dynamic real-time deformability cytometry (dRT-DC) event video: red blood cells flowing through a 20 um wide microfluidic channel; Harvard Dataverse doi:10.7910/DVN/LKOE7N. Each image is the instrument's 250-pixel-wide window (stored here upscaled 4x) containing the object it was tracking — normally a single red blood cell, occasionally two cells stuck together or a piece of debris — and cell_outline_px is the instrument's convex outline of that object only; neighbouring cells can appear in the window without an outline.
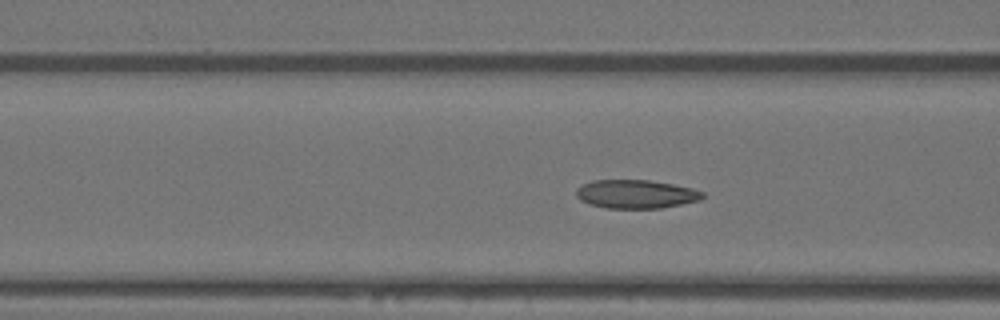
{"species": "Egyptian fruit bat (a non-hibernating species)", "species_latin": "Rousettus aegyptiacus", "temperature_condition": "warm", "stored_images_in_passage": 59, "camera_frame_rate_fps": 3000, "um_per_image_px": 0.085, "animal": {"sex": "female"}, "frame": {"image": 1, "passage_image": 22, "time_ms": 7.0, "image_size_px": [1000, 320], "cell_outline_px": [[704, 196], [700, 200], [660, 208], [608, 208], [588, 204], [580, 200], [576, 196], [576, 188], [592, 180], [648, 180], [672, 184], [692, 188], [704, 192]], "centroid_in_image_um": [54.03, 16.49], "position_along_channel_um": 112.6, "area_um2": 20.98}}
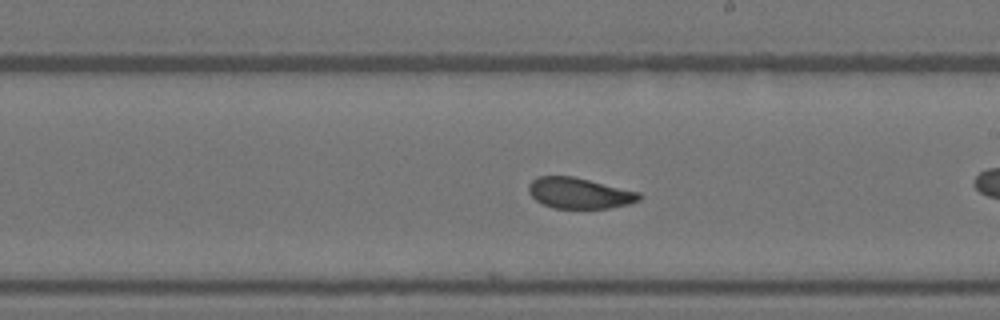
{"frame": {"image": 2, "passage_image": 33, "time_ms": 10.667, "image_size_px": [1000, 320], "cell_outline_px": [[644, 196], [640, 200], [628, 204], [608, 208], [552, 208], [536, 200], [528, 192], [528, 184], [532, 180], [540, 176], [572, 176], [640, 192]], "centroid_in_image_um": [49.25, 16.42], "position_along_channel_um": 239.7, "area_um2": 19.83}}
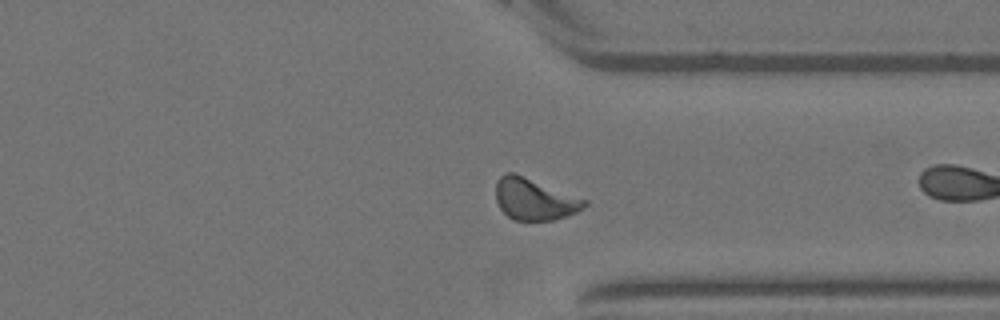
{"frame": {"image": 3, "passage_image": 44, "time_ms": 14.333, "image_size_px": [1000, 320], "cell_outline_px": [[588, 204], [584, 208], [576, 212], [552, 220], [516, 220], [508, 216], [500, 208], [496, 200], [496, 180], [504, 172], [516, 172], [588, 200]], "centroid_in_image_um": [45.42, 16.9], "position_along_channel_um": 366.0, "area_um2": 21.68}, "authors_computed_cell_mechanics": {"area_um2": 20.9814, "velocity_mm_per_s": 3.4807, "shape_relaxation_time_tau1_ms": 6.3972, "shape_relaxation_time_tau2_ms": 1.8879, "deformation_change_tau1": 0.1523, "deformation_change_tau2": 0.0717}}